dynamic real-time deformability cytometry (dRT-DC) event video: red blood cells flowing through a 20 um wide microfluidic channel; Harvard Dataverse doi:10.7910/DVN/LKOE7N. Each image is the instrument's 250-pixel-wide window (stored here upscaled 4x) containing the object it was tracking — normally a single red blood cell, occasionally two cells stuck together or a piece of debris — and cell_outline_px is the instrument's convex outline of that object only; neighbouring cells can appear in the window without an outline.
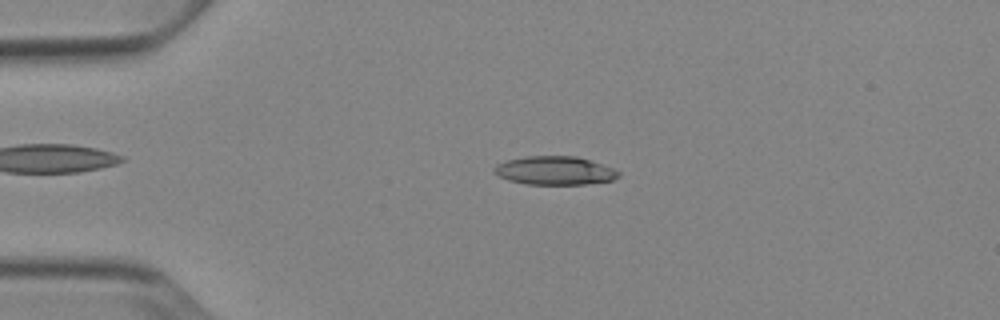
{"species": "Egyptian fruit bat (a non-hibernating species)", "species_latin": "Rousettus aegyptiacus", "temperature_condition": "cold", "stored_images_in_passage": 51, "camera_frame_rate_fps": 3000, "um_per_image_px": 0.085, "animal": {"sex": "female"}, "frame": {"image": 1, "passage_image": 11, "time_ms": 3.333, "image_size_px": [1000, 320], "cell_outline_px": [[620, 176], [612, 180], [584, 184], [524, 184], [508, 180], [492, 172], [492, 168], [496, 164], [508, 160], [524, 156], [576, 156], [612, 168], [620, 172]], "centroid_in_image_um": [47.1, 14.5], "position_along_channel_um": 37.9, "area_um2": 20.58}}
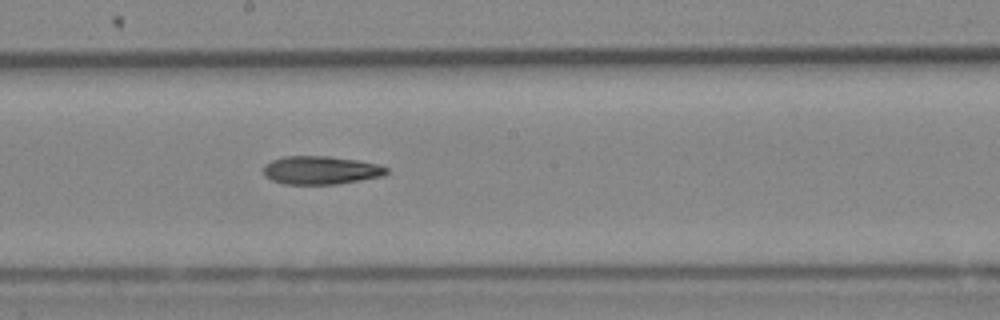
{"frame": {"image": 2, "passage_image": 28, "time_ms": 9.0, "image_size_px": [1000, 320], "cell_outline_px": [[388, 172], [384, 176], [336, 184], [284, 184], [272, 180], [264, 176], [264, 164], [272, 160], [284, 156], [328, 156], [356, 160], [376, 164], [388, 168]], "centroid_in_image_um": [27.25, 14.47], "position_along_channel_um": 221.0, "area_um2": 20.23}}
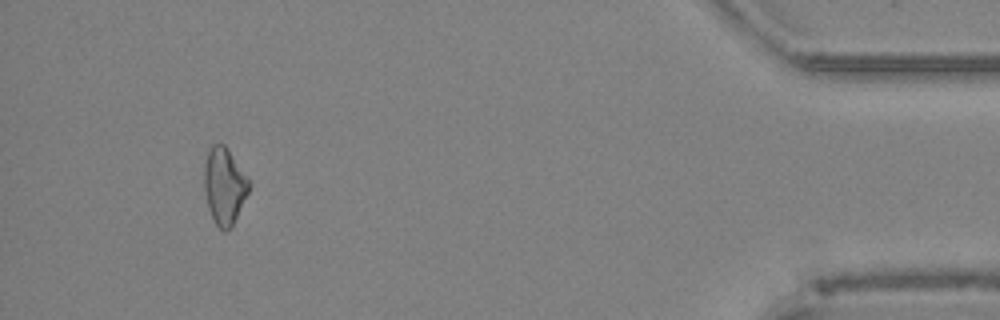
{"frame": {"image": 3, "passage_image": 48, "time_ms": 15.667, "image_size_px": [1000, 320], "cell_outline_px": [[252, 184], [228, 232], [224, 232], [216, 224], [208, 208], [204, 192], [204, 164], [208, 152], [212, 144], [224, 144], [248, 176]], "centroid_in_image_um": [19.07, 15.79], "position_along_channel_um": 416.1, "area_um2": 19.94}, "authors_computed_cell_mechanics": {"area_um2": 20.519, "velocity_mm_per_s": 3.8852, "shape_relaxation_time_tau1_ms": 9.2647, "shape_relaxation_time_tau2_ms": null, "deformation_change_tau1": 0.1914, "deformation_change_tau2": null}}